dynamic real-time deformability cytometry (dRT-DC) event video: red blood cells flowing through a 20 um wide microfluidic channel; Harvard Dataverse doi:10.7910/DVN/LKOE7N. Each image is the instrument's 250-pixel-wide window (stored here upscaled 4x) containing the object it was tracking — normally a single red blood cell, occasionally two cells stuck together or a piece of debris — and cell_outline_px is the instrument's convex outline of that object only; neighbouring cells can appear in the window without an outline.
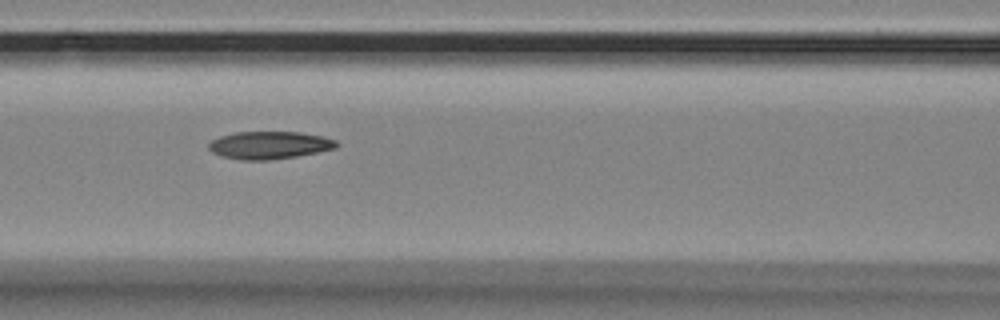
{"species": "Egyptian fruit bat (a non-hibernating species)", "species_latin": "Rousettus aegyptiacus", "temperature_condition": "room temperature", "stored_images_in_passage": 11, "camera_frame_rate_fps": 3000, "um_per_image_px": 0.085, "animal": {"sex": "female"}, "frame": {"image": 1, "passage_image": 3, "time_ms": 0.667, "image_size_px": [1000, 320], "cell_outline_px": [[340, 144], [336, 148], [296, 156], [272, 160], [240, 160], [220, 156], [212, 152], [208, 148], [208, 144], [212, 140], [220, 136], [236, 132], [300, 132], [324, 136], [336, 140]], "centroid_in_image_um": [22.9, 12.34], "position_along_channel_um": 143.7, "area_um2": 20.69}}
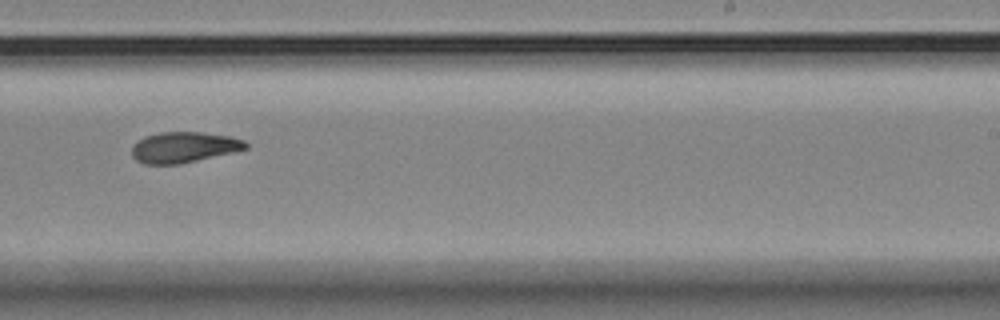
{"frame": {"image": 2, "passage_image": 6, "time_ms": 1.667, "image_size_px": [1000, 320], "cell_outline_px": [[248, 148], [232, 152], [180, 164], [144, 164], [136, 160], [132, 156], [132, 144], [144, 136], [160, 132], [200, 132], [228, 136], [244, 140], [248, 144]], "centroid_in_image_um": [15.58, 12.51], "position_along_channel_um": 273.4, "area_um2": 20.35}}
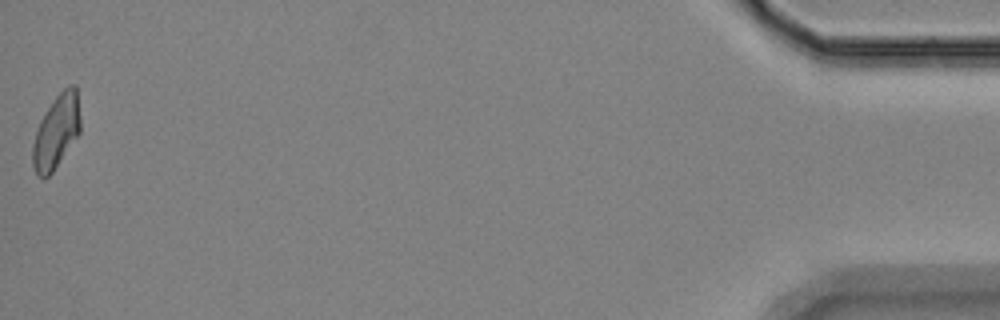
{"frame": {"image": 3, "passage_image": 11, "time_ms": 3.333, "image_size_px": [1000, 320], "cell_outline_px": [[80, 132], [52, 172], [48, 176], [36, 176], [32, 164], [32, 144], [40, 120], [56, 96], [68, 84], [76, 84], [80, 116]], "centroid_in_image_um": [4.79, 11.17], "position_along_channel_um": 430.4, "area_um2": 20.29}}